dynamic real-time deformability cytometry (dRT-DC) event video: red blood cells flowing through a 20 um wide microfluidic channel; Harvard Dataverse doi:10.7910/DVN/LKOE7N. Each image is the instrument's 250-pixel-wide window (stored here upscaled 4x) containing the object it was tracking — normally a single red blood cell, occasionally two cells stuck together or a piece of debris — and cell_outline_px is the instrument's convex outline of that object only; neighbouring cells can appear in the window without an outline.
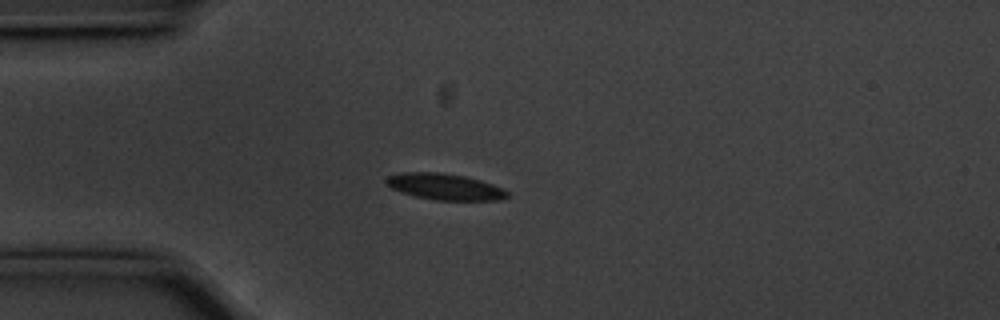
{"species": "common noctule bat (a hibernating species)", "species_latin": "Nyctalus noctula", "temperature_condition": "cold", "stored_images_in_passage": 56, "camera_frame_rate_fps": 3000, "um_per_image_px": 0.085, "animal": {"sex": "male", "body_mass_g": 20.1, "forearm_length_mm": 53.5}, "frame": {"image": 1, "passage_image": 14, "time_ms": 4.333, "image_size_px": [1000, 320], "cell_outline_px": [[512, 196], [496, 200], [436, 200], [416, 196], [400, 192], [392, 188], [384, 180], [388, 176], [404, 172], [436, 172], [464, 176], [480, 180], [492, 184], [508, 192]], "centroid_in_image_um": [37.81, 15.87], "position_along_channel_um": 47.2, "area_um2": 18.32}}
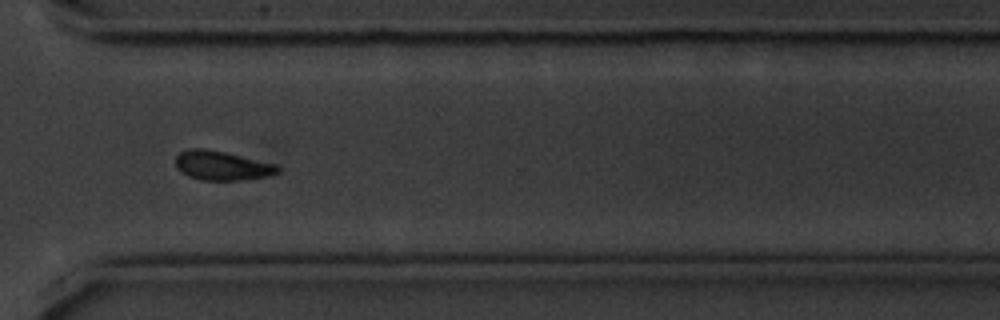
{"frame": {"image": 2, "passage_image": 41, "time_ms": 13.333, "image_size_px": [1000, 320], "cell_outline_px": [[280, 172], [264, 176], [240, 180], [200, 180], [188, 176], [180, 172], [176, 168], [176, 156], [180, 152], [188, 148], [204, 148], [224, 152], [276, 164], [280, 168]], "centroid_in_image_um": [18.81, 14.07], "position_along_channel_um": 351.8, "area_um2": 17.34}}
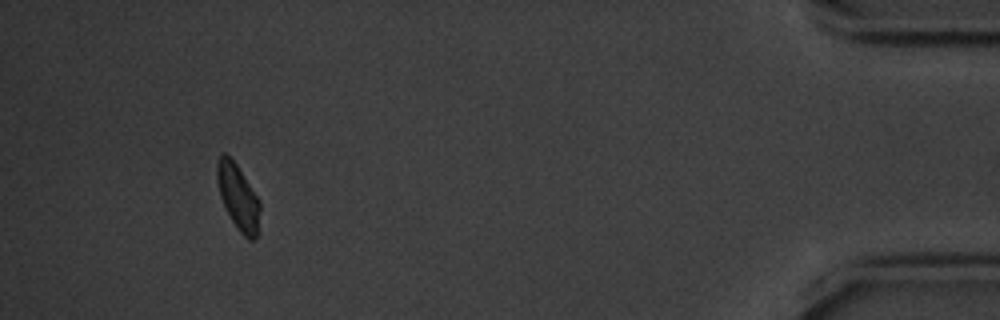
{"frame": {"image": 3, "passage_image": 52, "time_ms": 17.0, "image_size_px": [1000, 320], "cell_outline_px": [[260, 208], [256, 240], [248, 240], [240, 232], [232, 220], [220, 196], [216, 176], [216, 160], [220, 152], [224, 152], [236, 164], [260, 200]], "centroid_in_image_um": [20.23, 16.72], "position_along_channel_um": 415.0, "area_um2": 16.3}, "authors_computed_cell_mechanics": {"area_um2": 17.4845, "velocity_mm_per_s": 3.53, "shape_relaxation_time_tau1_ms": 2.0419, "shape_relaxation_time_tau2_ms": null, "deformation_change_tau1": 0.0858, "deformation_change_tau2": null}}